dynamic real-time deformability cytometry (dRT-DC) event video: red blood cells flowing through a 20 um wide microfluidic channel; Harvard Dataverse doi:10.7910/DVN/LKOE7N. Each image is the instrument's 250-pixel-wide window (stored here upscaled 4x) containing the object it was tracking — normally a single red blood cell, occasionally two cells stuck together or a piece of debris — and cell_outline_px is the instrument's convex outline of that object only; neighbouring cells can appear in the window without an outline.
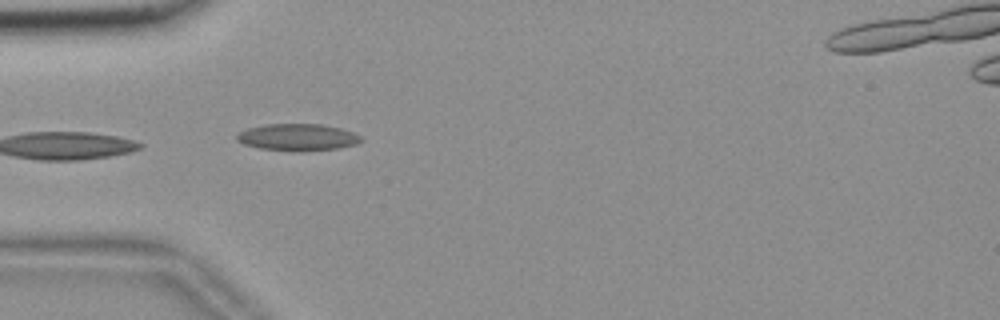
{"species": "common noctule bat (a hibernating species)", "species_latin": "Nyctalus noctula", "temperature_condition": "room temperature", "stored_images_in_passage": 6, "camera_frame_rate_fps": 3000, "um_per_image_px": 0.085, "animal": {"sex": "female", "body_mass_g": 18.4}, "frame": {"image": 1, "passage_image": 1, "time_ms": 0.0, "image_size_px": [1000, 320], "cell_outline_px": [[364, 140], [356, 144], [336, 148], [292, 152], [260, 148], [244, 144], [236, 140], [236, 136], [240, 132], [248, 128], [268, 124], [320, 124], [340, 128], [352, 132], [360, 136]], "centroid_in_image_um": [25.29, 11.67], "position_along_channel_um": 59.7, "area_um2": 19.36}}